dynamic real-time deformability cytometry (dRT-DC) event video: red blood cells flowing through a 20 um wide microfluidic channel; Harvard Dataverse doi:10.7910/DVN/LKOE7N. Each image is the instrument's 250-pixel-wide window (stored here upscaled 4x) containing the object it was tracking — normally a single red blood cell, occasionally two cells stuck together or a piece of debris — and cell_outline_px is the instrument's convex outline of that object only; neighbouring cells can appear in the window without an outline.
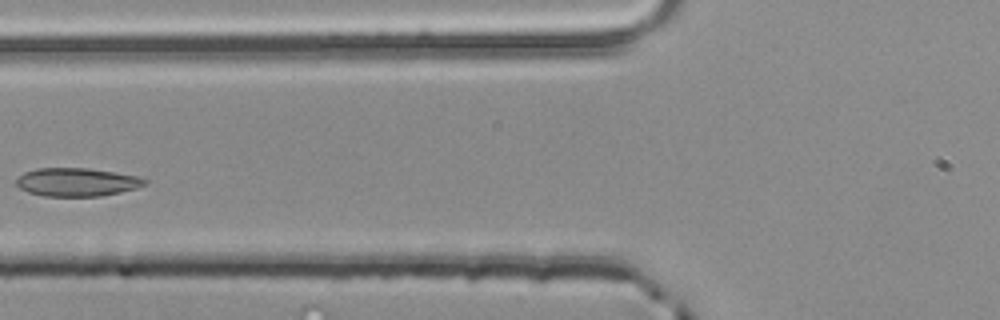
{"species": "common noctule bat (a hibernating species)", "species_latin": "Nyctalus noctula", "temperature_condition": "room temperature", "stored_images_in_passage": 3, "camera_frame_rate_fps": 3000, "um_per_image_px": 0.085, "animal": {"sex": "male", "body_mass_g": 20.4}, "frame": {"image": 1, "passage_image": 3, "time_ms": 0.667, "image_size_px": [1000, 320], "cell_outline_px": [[148, 180], [144, 184], [136, 188], [120, 192], [100, 196], [44, 196], [28, 192], [20, 188], [16, 184], [16, 180], [24, 172], [36, 168], [88, 168], [136, 176]], "centroid_in_image_um": [6.49, 15.48], "position_along_channel_um": 119.3, "area_um2": 20.98}}